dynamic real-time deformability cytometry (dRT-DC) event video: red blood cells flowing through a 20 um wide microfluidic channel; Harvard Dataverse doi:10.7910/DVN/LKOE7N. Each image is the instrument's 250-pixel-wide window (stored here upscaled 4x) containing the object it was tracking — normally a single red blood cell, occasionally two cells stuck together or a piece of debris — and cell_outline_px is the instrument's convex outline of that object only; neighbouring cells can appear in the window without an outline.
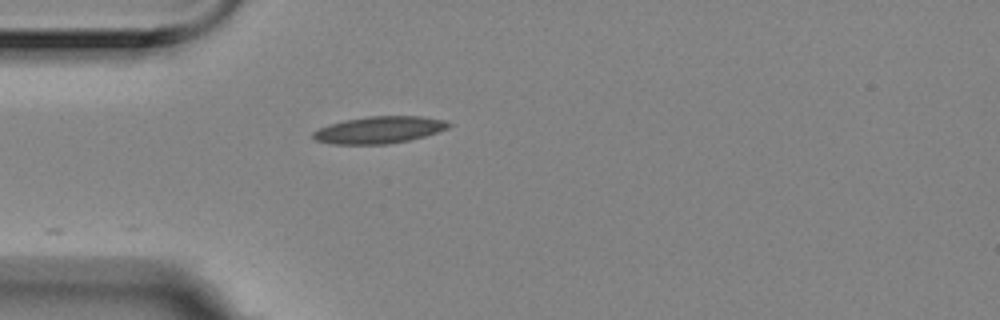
{"species": "Egyptian fruit bat (a non-hibernating species)", "species_latin": "Rousettus aegyptiacus", "temperature_condition": "room temperature", "stored_images_in_passage": 3, "camera_frame_rate_fps": 3000, "um_per_image_px": 0.085, "animal": {"sex": "female"}, "frame": {"image": 1, "passage_image": 3, "time_ms": 0.667, "image_size_px": [1000, 320], "cell_outline_px": [[452, 124], [448, 128], [424, 136], [408, 140], [388, 144], [336, 144], [316, 140], [312, 136], [312, 132], [320, 128], [344, 120], [368, 116], [420, 116], [444, 120]], "centroid_in_image_um": [32.24, 11.03], "position_along_channel_um": 52.8, "area_um2": 21.04}}